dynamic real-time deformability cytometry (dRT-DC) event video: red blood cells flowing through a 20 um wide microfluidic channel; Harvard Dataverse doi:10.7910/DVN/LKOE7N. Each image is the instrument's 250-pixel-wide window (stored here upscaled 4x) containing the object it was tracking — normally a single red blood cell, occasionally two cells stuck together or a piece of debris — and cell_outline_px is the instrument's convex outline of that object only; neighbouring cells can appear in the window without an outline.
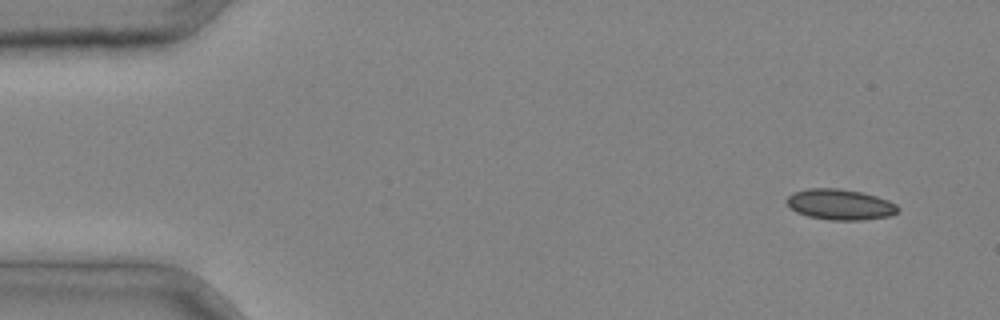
{"species": "common noctule bat (a hibernating species)", "species_latin": "Nyctalus noctula", "temperature_condition": "cold", "stored_images_in_passage": 4, "camera_frame_rate_fps": 3000, "um_per_image_px": 0.085, "animal": {"sex": "male", "body_mass_g": 20.4}, "frame": {"image": 1, "passage_image": 1, "time_ms": 0.0, "image_size_px": [1000, 320], "cell_outline_px": [[900, 208], [892, 216], [860, 220], [828, 220], [808, 216], [796, 212], [788, 204], [788, 196], [792, 192], [808, 188], [836, 188], [860, 192], [876, 196], [888, 200], [896, 204]], "centroid_in_image_um": [71.42, 17.38], "position_along_channel_um": 13.6, "area_um2": 19.83}}
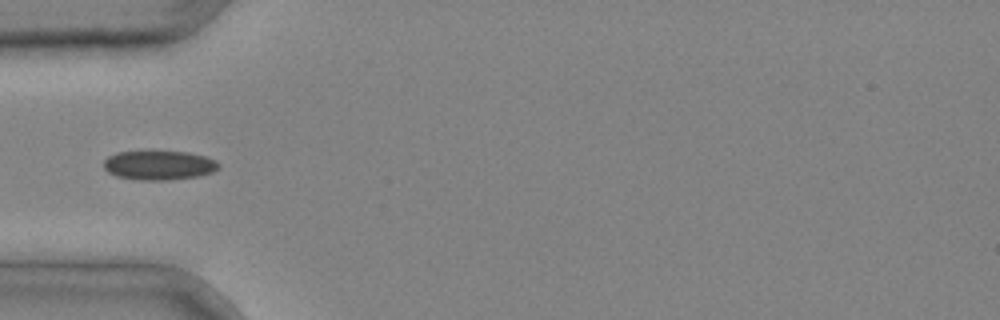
{"frame": {"image": 2, "passage_image": 3, "time_ms": 0.667, "image_size_px": [1000, 320], "cell_outline_px": [[220, 168], [212, 172], [200, 176], [164, 180], [140, 180], [116, 176], [108, 172], [104, 168], [104, 160], [108, 156], [116, 152], [188, 152], [204, 156], [216, 160], [220, 164]], "centroid_in_image_um": [13.53, 14.05], "position_along_channel_um": 71.5, "area_um2": 19.54}}